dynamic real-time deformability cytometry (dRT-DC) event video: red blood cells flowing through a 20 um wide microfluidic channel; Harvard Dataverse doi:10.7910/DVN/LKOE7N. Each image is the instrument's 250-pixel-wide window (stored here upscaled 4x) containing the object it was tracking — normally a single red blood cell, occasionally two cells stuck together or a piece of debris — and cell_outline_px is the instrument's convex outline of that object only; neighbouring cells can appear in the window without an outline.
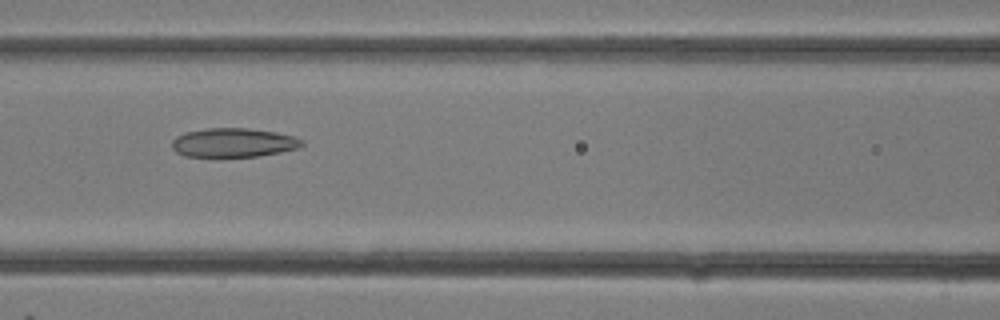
{"species": "common noctule bat (a hibernating species)", "species_latin": "Nyctalus noctula", "temperature_condition": "room temperature", "stored_images_in_passage": 18, "camera_frame_rate_fps": 3000, "um_per_image_px": 0.085, "animal": {"sex": "female"}, "frame": {"image": 1, "passage_image": 13, "time_ms": 4.0, "image_size_px": [1000, 320], "cell_outline_px": [[304, 144], [296, 148], [280, 152], [260, 156], [184, 156], [176, 152], [172, 148], [172, 140], [176, 136], [184, 132], [208, 128], [248, 128], [276, 132], [292, 136], [304, 140]], "centroid_in_image_um": [19.82, 12.11], "position_along_channel_um": 146.8, "area_um2": 21.91}}
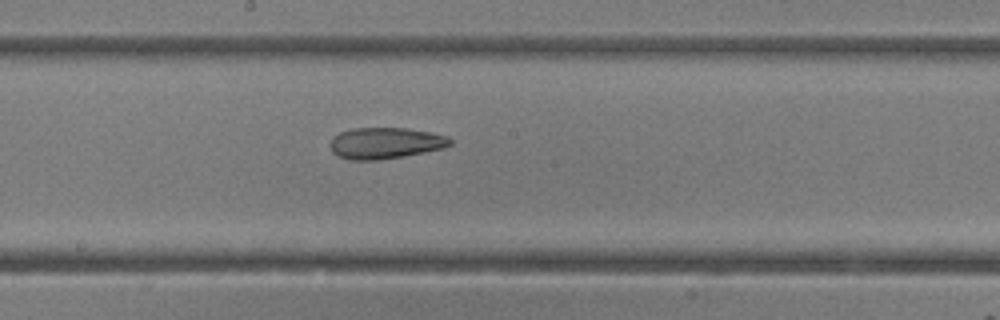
{"frame": {"image": 2, "passage_image": 16, "time_ms": 5.0, "image_size_px": [1000, 320], "cell_outline_px": [[452, 144], [444, 148], [404, 156], [376, 160], [352, 160], [336, 156], [332, 152], [328, 144], [332, 136], [340, 132], [352, 128], [408, 128], [432, 132], [448, 136], [452, 140]], "centroid_in_image_um": [32.73, 12.16], "position_along_channel_um": 215.5, "area_um2": 22.2}}
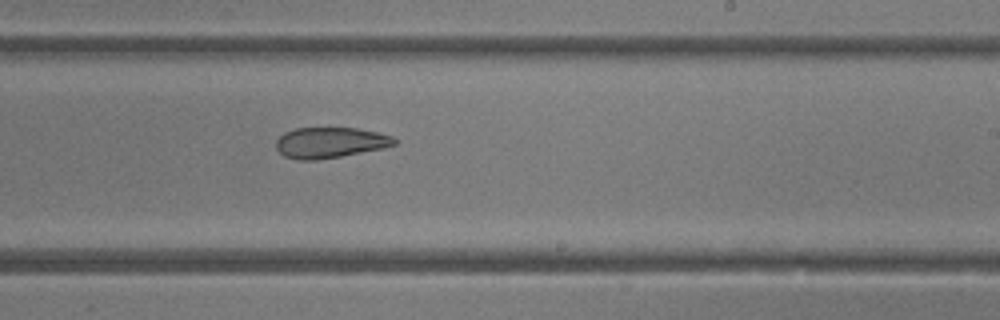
{"frame": {"image": 3, "passage_image": 18, "time_ms": 5.667, "image_size_px": [1000, 320], "cell_outline_px": [[396, 144], [384, 148], [340, 156], [316, 160], [300, 160], [284, 156], [276, 148], [276, 140], [284, 132], [296, 128], [356, 128], [376, 132], [392, 136], [396, 140]], "centroid_in_image_um": [28.04, 12.12], "position_along_channel_um": 261.0, "area_um2": 21.04}}